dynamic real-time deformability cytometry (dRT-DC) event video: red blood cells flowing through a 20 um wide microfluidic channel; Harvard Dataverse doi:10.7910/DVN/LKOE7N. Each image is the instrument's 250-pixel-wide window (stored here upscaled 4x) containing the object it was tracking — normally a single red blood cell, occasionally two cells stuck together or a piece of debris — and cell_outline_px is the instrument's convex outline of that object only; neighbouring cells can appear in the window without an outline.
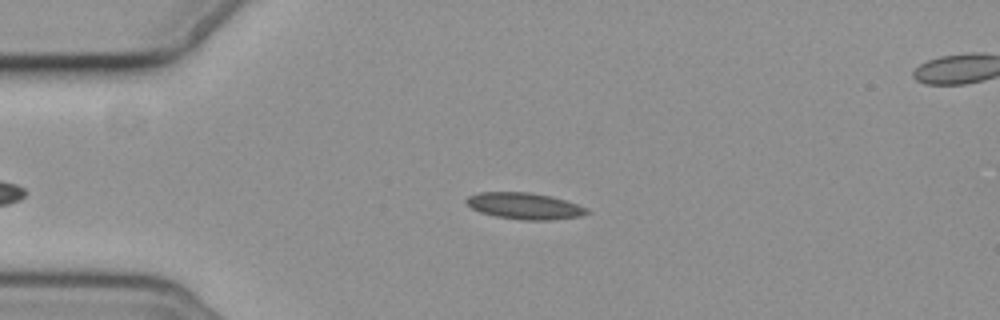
{"species": "common noctule bat (a hibernating species)", "species_latin": "Nyctalus noctula", "temperature_condition": "cold", "stored_images_in_passage": 3, "camera_frame_rate_fps": 3000, "um_per_image_px": 0.085, "animal": {"sex": "female", "body_mass_g": 19.3, "forearm_length_mm": 54.1}, "frame": {"image": 1, "passage_image": 1, "time_ms": 0.0, "image_size_px": [1000, 320], "cell_outline_px": [[592, 212], [580, 216], [552, 220], [520, 220], [496, 216], [480, 212], [472, 208], [464, 200], [468, 196], [480, 192], [532, 192], [552, 196], [588, 208]], "centroid_in_image_um": [44.6, 17.5], "position_along_channel_um": 40.4, "area_um2": 18.67}}
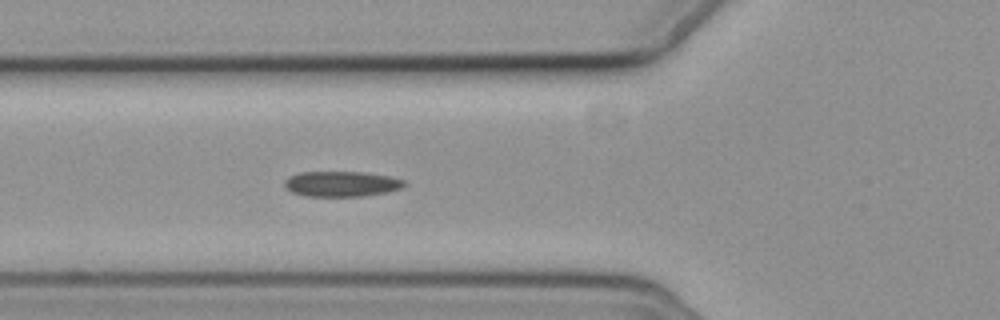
{"frame": {"image": 2, "passage_image": 3, "time_ms": 2.333, "image_size_px": [1000, 320], "cell_outline_px": [[408, 184], [400, 188], [384, 192], [364, 196], [304, 196], [292, 192], [284, 184], [284, 180], [288, 176], [300, 172], [364, 172], [388, 176], [404, 180]], "centroid_in_image_um": [29.0, 15.62], "position_along_channel_um": 96.8, "area_um2": 17.63}}